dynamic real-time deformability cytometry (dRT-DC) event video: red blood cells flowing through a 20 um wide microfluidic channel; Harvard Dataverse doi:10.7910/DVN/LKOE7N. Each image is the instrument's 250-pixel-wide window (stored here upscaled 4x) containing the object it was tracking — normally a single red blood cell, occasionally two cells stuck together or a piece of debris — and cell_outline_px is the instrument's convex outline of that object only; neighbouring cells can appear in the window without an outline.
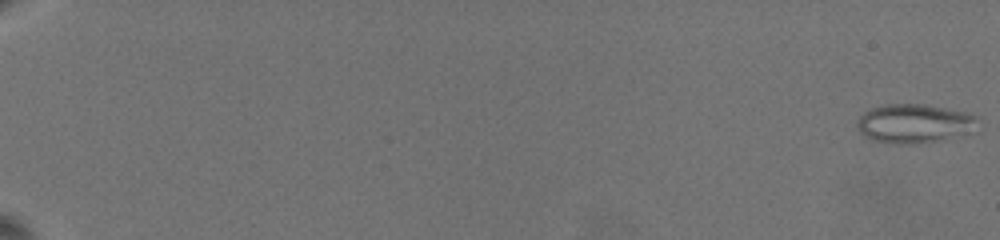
{"species": "common noctule bat (a hibernating species)", "species_latin": "Nyctalus noctula", "temperature_condition": "warm", "stored_images_in_passage": 57, "camera_frame_rate_fps": 3000, "um_per_image_px": 0.085, "animal": {"sex": "female", "body_mass_g": 19.5, "forearm_length_mm": 54.1}, "frame": {"image": 1, "passage_image": 1, "time_ms": 0.0, "image_size_px": [1000, 240], "cell_outline_px": [[976, 132], [968, 136], [916, 144], [896, 144], [872, 140], [864, 136], [856, 128], [856, 124], [860, 116], [864, 112], [872, 108], [884, 104], [924, 104], [968, 112], [976, 116]], "centroid_in_image_um": [77.77, 10.52], "position_along_channel_um": 7.2, "area_um2": 28.09}}
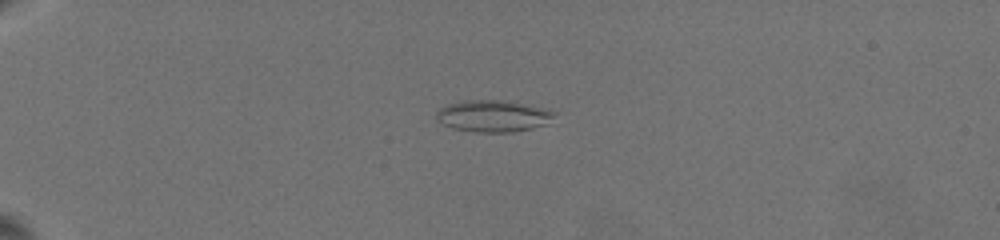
{"frame": {"image": 2, "passage_image": 47, "time_ms": 6.333, "image_size_px": [1000, 240], "cell_outline_px": [[556, 112], [548, 124], [532, 128], [512, 132], [476, 132], [452, 128], [444, 124], [436, 116], [436, 112], [440, 108], [448, 104], [460, 100], [500, 100], [544, 108]], "centroid_in_image_um": [41.91, 9.86], "position_along_channel_um": 43.1, "area_um2": 21.62}}